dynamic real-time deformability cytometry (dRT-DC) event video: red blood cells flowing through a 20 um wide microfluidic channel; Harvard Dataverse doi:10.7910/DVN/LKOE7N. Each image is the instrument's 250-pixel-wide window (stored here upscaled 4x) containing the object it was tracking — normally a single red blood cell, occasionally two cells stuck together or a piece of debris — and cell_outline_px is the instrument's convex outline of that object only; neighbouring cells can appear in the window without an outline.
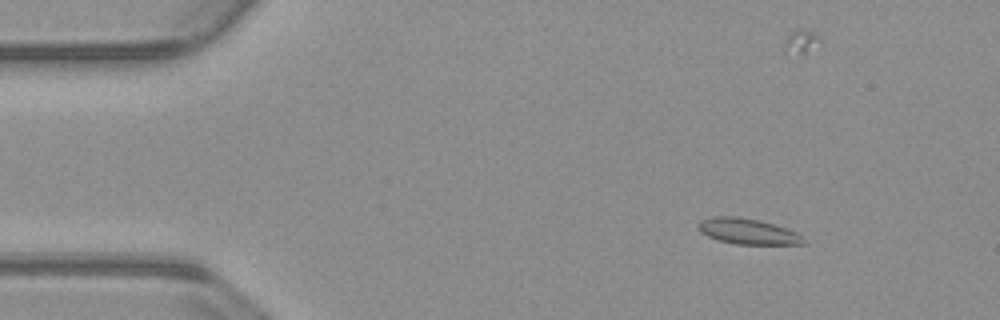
{"species": "common noctule bat (a hibernating species)", "species_latin": "Nyctalus noctula", "temperature_condition": "warm", "stored_images_in_passage": 56, "camera_frame_rate_fps": 3000, "um_per_image_px": 0.085, "animal": {"sex": "male", "body_mass_g": 23.1, "forearm_length_mm": 52.7}, "frame": {"image": 1, "passage_image": 8, "time_ms": 2.333, "image_size_px": [1000, 320], "cell_outline_px": [[808, 244], [736, 244], [716, 240], [700, 232], [696, 228], [696, 224], [700, 220], [712, 216], [736, 216], [760, 220], [776, 224], [788, 228], [796, 232]], "centroid_in_image_um": [63.51, 19.65], "position_along_channel_um": 21.5, "area_um2": 16.07}}
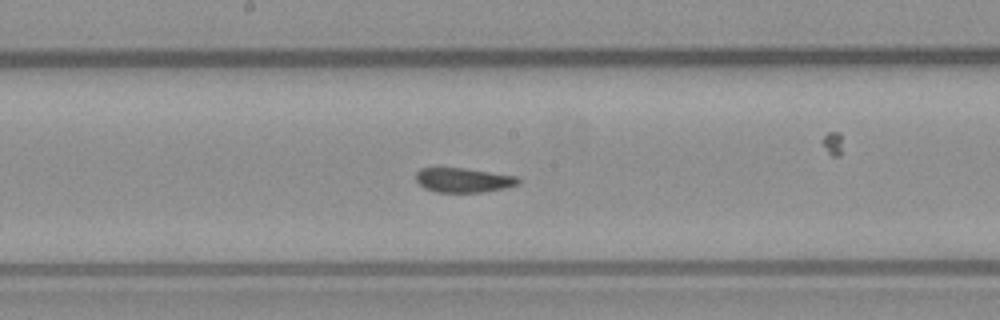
{"frame": {"image": 2, "passage_image": 29, "time_ms": 9.333, "image_size_px": [1000, 320], "cell_outline_px": [[520, 184], [504, 188], [484, 192], [436, 192], [424, 188], [416, 180], [416, 172], [420, 168], [436, 164], [464, 168], [516, 176], [520, 180]], "centroid_in_image_um": [39.3, 15.26], "position_along_channel_um": 208.9, "area_um2": 15.2}}
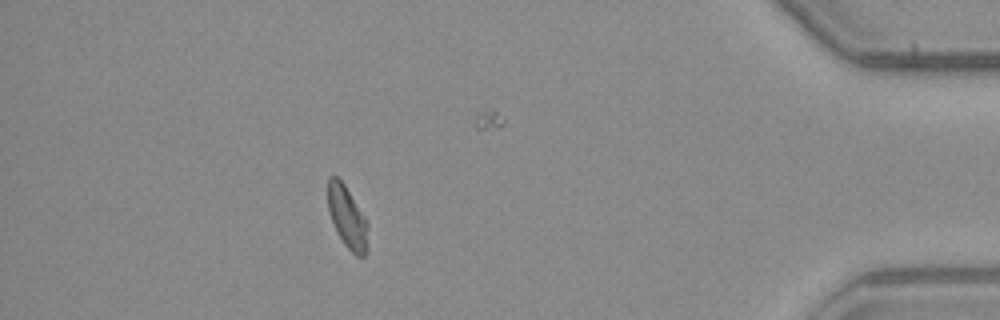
{"frame": {"image": 3, "passage_image": 49, "time_ms": 16.0, "image_size_px": [1000, 320], "cell_outline_px": [[368, 252], [364, 256], [356, 256], [344, 244], [336, 232], [328, 208], [328, 176], [336, 176], [344, 184], [364, 216], [368, 224]], "centroid_in_image_um": [29.53, 18.51], "position_along_channel_um": 405.7, "area_um2": 14.45}}